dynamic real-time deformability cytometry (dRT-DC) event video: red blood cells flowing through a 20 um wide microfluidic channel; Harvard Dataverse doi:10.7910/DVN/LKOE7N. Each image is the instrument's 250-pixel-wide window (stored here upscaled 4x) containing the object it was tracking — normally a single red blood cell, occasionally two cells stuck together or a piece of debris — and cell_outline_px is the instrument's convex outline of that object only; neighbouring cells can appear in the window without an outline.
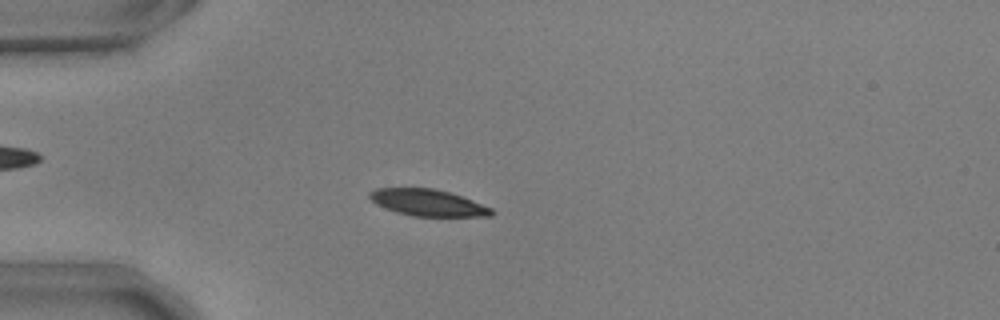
{"species": "common noctule bat (a hibernating species)", "species_latin": "Nyctalus noctula", "temperature_condition": "warm", "stored_images_in_passage": 55, "camera_frame_rate_fps": 3000, "um_per_image_px": 0.085, "animal": {"sex": "male", "body_mass_g": 17.9, "forearm_length_mm": 54.2}, "frame": {"image": 1, "passage_image": 15, "time_ms": 4.667, "image_size_px": [1000, 320], "cell_outline_px": [[496, 212], [492, 216], [412, 216], [396, 212], [376, 204], [368, 196], [368, 192], [376, 188], [432, 188], [448, 192], [472, 200], [492, 208]], "centroid_in_image_um": [36.36, 17.23], "position_along_channel_um": 48.6, "area_um2": 18.84}}
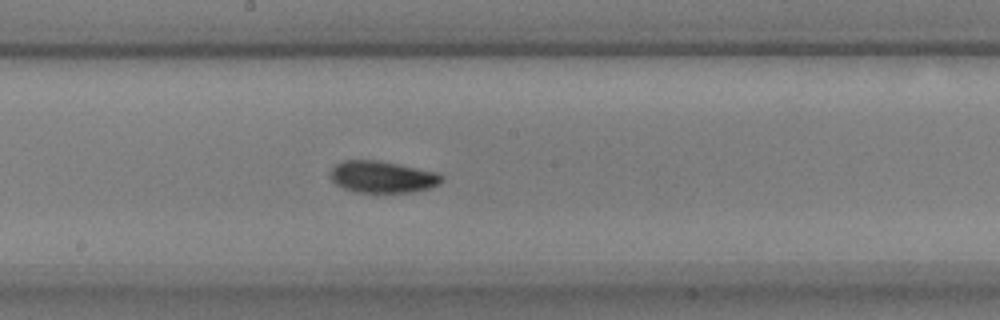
{"frame": {"image": 2, "passage_image": 30, "time_ms": 9.667, "image_size_px": [1000, 320], "cell_outline_px": [[444, 180], [440, 184], [416, 192], [356, 192], [344, 188], [336, 184], [328, 176], [332, 168], [336, 164], [344, 160], [380, 160], [440, 172], [444, 176]], "centroid_in_image_um": [32.55, 15.02], "position_along_channel_um": 215.7, "area_um2": 20.98}}
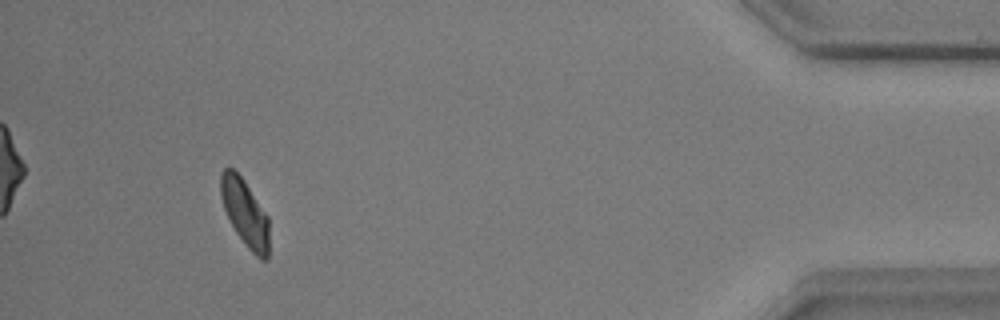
{"frame": {"image": 3, "passage_image": 51, "time_ms": 16.667, "image_size_px": [1000, 320], "cell_outline_px": [[268, 260], [260, 260], [248, 248], [236, 232], [228, 220], [220, 196], [220, 172], [224, 168], [232, 168], [244, 180], [268, 216]], "centroid_in_image_um": [20.8, 18.09], "position_along_channel_um": 414.4, "area_um2": 18.9}, "authors_computed_cell_mechanics": {"area_um2": 19.7098, "velocity_mm_per_s": 3.683, "shape_relaxation_time_tau1_ms": 3.2844, "shape_relaxation_time_tau2_ms": 9.4715, "deformation_change_tau1": 0.116, "deformation_change_tau2": 0.1384}}